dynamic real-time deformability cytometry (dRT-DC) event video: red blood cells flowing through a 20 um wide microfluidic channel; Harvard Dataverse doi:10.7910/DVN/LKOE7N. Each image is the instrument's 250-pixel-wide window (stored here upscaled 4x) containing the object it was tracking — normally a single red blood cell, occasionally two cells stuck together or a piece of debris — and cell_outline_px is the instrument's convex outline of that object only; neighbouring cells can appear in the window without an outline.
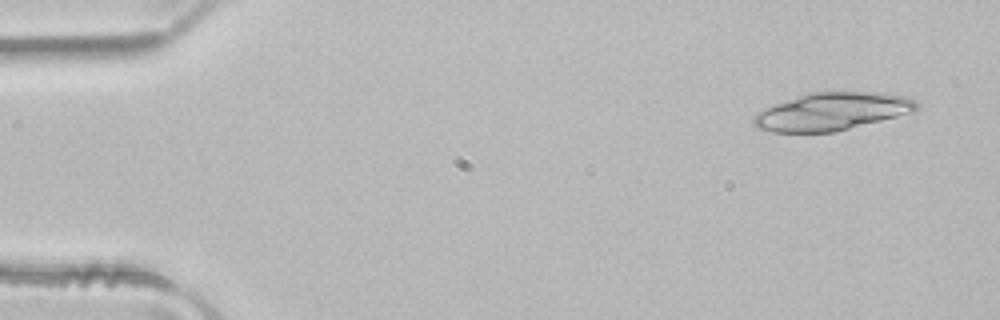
{"species": "common noctule bat (a hibernating species)", "species_latin": "Nyctalus noctula", "temperature_condition": "room temperature", "stored_images_in_passage": 4, "camera_frame_rate_fps": 3000, "um_per_image_px": 0.085, "animal": {"sex": "male", "body_mass_g": 21.5, "forearm_length_mm": 52.0}, "frame": {"image": 1, "passage_image": 1, "time_ms": 0.0, "image_size_px": [1000, 320], "cell_outline_px": [[920, 108], [916, 112], [836, 132], [772, 132], [760, 128], [752, 124], [752, 116], [776, 104], [808, 92], [884, 92], [904, 96], [916, 100], [920, 104]], "centroid_in_image_um": [70.82, 9.48], "position_along_channel_um": 14.2, "area_um2": 36.01}}